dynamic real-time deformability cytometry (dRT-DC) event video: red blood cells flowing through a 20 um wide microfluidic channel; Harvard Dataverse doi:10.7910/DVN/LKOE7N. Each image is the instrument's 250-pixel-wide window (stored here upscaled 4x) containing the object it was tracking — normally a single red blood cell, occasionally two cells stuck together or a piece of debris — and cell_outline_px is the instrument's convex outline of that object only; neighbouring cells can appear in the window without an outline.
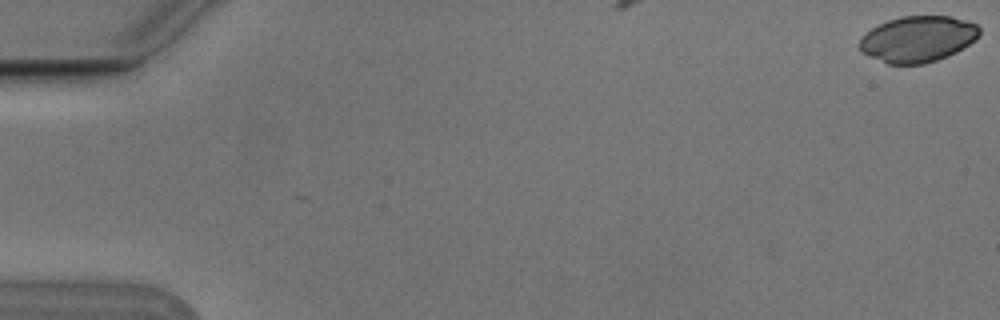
{"species": "Egyptian fruit bat (a non-hibernating species)", "species_latin": "Rousettus aegyptiacus", "temperature_condition": "cold", "stored_images_in_passage": 5, "camera_frame_rate_fps": 3000, "um_per_image_px": 0.085, "animal": {"sex": "male"}, "frame": {"image": 1, "passage_image": 1, "time_ms": 0.0, "image_size_px": [1000, 320], "cell_outline_px": [[980, 32], [968, 44], [956, 52], [948, 56], [924, 64], [888, 64], [860, 52], [860, 36], [872, 28], [888, 20], [900, 16], [948, 16], [976, 24], [980, 28]], "centroid_in_image_um": [77.96, 3.32], "position_along_channel_um": 7.0, "area_um2": 31.91}}